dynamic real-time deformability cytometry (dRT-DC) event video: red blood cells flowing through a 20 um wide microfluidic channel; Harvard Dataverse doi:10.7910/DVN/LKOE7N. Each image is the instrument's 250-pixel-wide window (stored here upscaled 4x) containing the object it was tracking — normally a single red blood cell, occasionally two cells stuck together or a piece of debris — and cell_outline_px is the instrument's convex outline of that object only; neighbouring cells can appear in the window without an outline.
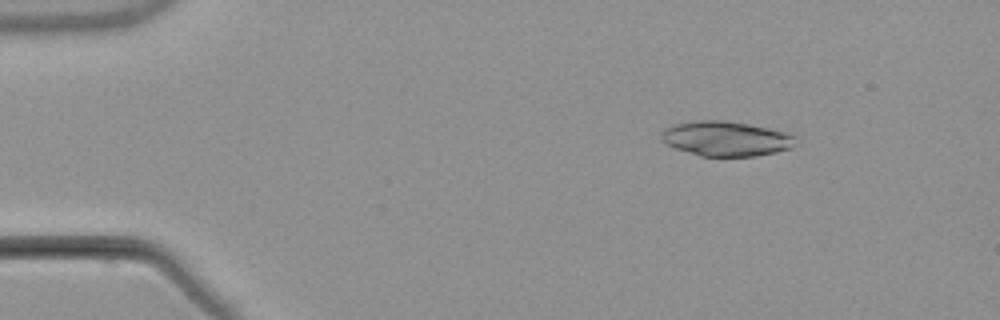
{"species": "common noctule bat (a hibernating species)", "species_latin": "Nyctalus noctula", "temperature_condition": "warm", "stored_images_in_passage": 5, "camera_frame_rate_fps": 3000, "um_per_image_px": 0.085, "animal": {"sex": "male", "body_mass_g": 21.5, "forearm_length_mm": 52.0}, "frame": {"image": 1, "passage_image": 1, "time_ms": 0.0, "image_size_px": [1000, 320], "cell_outline_px": [[796, 136], [792, 148], [776, 152], [756, 156], [700, 156], [676, 148], [668, 144], [660, 136], [664, 128], [672, 124], [696, 120], [724, 120], [748, 124], [788, 132]], "centroid_in_image_um": [61.72, 11.78], "position_along_channel_um": 23.3, "area_um2": 27.28}}
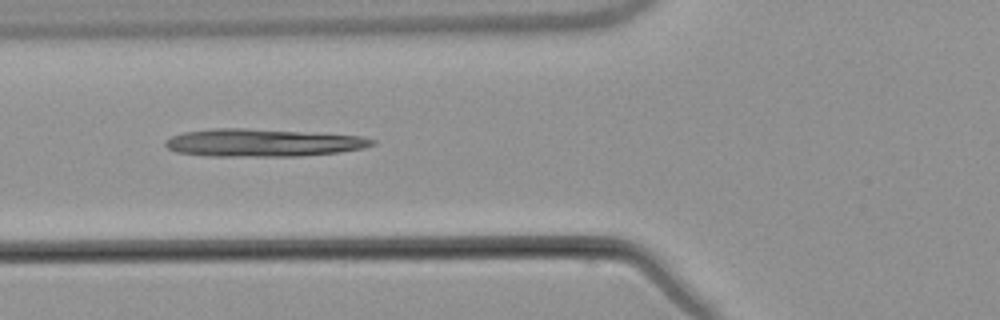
{"frame": {"image": 2, "passage_image": 4, "time_ms": 4.333, "image_size_px": [1000, 320], "cell_outline_px": [[376, 144], [364, 148], [340, 152], [300, 156], [208, 156], [176, 152], [168, 148], [164, 144], [164, 140], [172, 136], [184, 132], [212, 128], [248, 128], [360, 136], [376, 140]], "centroid_in_image_um": [22.31, 12.13], "position_along_channel_um": 103.5, "area_um2": 33.41}}
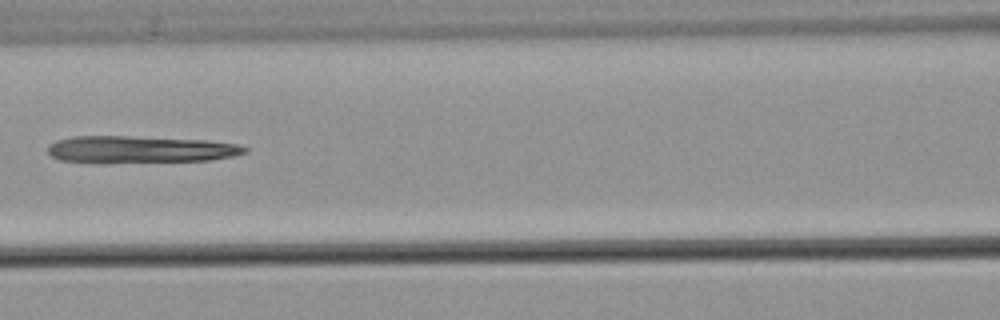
{"frame": {"image": 3, "passage_image": 5, "time_ms": 5.667, "image_size_px": [1000, 320], "cell_outline_px": [[248, 152], [232, 156], [212, 160], [60, 160], [52, 156], [48, 152], [48, 144], [56, 140], [72, 136], [128, 136], [204, 140], [236, 144], [248, 148]], "centroid_in_image_um": [11.94, 12.65], "position_along_channel_um": 154.7, "area_um2": 29.48}}